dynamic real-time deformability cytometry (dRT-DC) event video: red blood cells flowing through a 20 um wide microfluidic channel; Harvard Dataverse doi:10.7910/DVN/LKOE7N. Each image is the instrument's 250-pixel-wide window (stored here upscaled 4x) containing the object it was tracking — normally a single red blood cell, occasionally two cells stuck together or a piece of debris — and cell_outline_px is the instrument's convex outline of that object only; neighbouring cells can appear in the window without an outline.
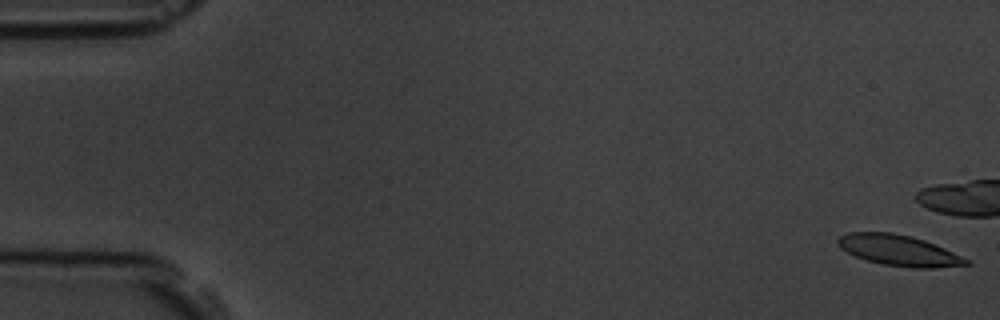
{"species": "common noctule bat (a hibernating species)", "species_latin": "Nyctalus noctula", "temperature_condition": "room temperature", "stored_images_in_passage": 6, "camera_frame_rate_fps": 3000, "um_per_image_px": 0.085, "animal": {"sex": "male", "body_mass_g": 19.5, "forearm_length_mm": 54.6}, "frame": {"image": 1, "passage_image": 1, "time_ms": 0.0, "image_size_px": [1000, 320], "cell_outline_px": [[972, 264], [932, 268], [912, 268], [884, 264], [868, 260], [856, 256], [840, 248], [836, 244], [836, 240], [840, 236], [848, 232], [892, 232], [924, 240], [944, 248], [972, 260]], "centroid_in_image_um": [76.42, 21.28], "position_along_channel_um": 8.6, "area_um2": 22.95}}